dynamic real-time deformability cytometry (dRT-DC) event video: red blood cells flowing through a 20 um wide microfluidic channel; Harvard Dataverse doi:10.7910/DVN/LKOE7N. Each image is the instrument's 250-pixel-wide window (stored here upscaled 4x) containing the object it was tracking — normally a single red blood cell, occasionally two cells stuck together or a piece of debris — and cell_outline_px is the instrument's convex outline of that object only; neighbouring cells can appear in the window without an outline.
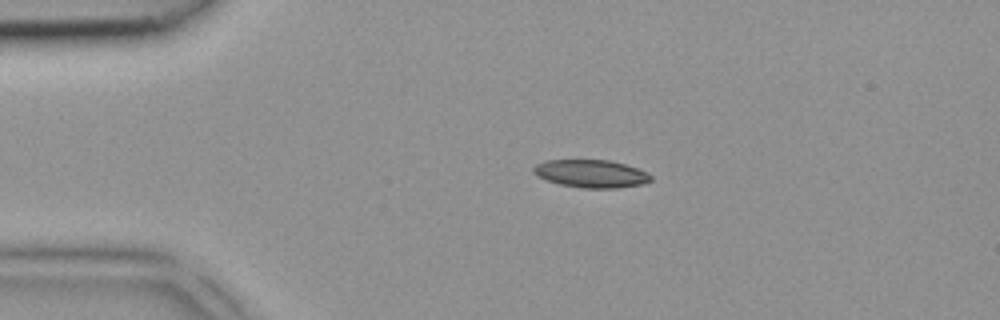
{"species": "common noctule bat (a hibernating species)", "species_latin": "Nyctalus noctula", "temperature_condition": "room temperature", "stored_images_in_passage": 2, "camera_frame_rate_fps": 3000, "um_per_image_px": 0.085, "animal": {"sex": "female", "body_mass_g": 18.4}, "frame": {"image": 1, "passage_image": 1, "time_ms": 0.0, "image_size_px": [1000, 320], "cell_outline_px": [[652, 180], [644, 184], [616, 188], [580, 188], [560, 184], [536, 176], [532, 172], [532, 168], [536, 164], [544, 160], [608, 160], [624, 164], [648, 172], [652, 176]], "centroid_in_image_um": [50.23, 14.76], "position_along_channel_um": 34.8, "area_um2": 19.13}}